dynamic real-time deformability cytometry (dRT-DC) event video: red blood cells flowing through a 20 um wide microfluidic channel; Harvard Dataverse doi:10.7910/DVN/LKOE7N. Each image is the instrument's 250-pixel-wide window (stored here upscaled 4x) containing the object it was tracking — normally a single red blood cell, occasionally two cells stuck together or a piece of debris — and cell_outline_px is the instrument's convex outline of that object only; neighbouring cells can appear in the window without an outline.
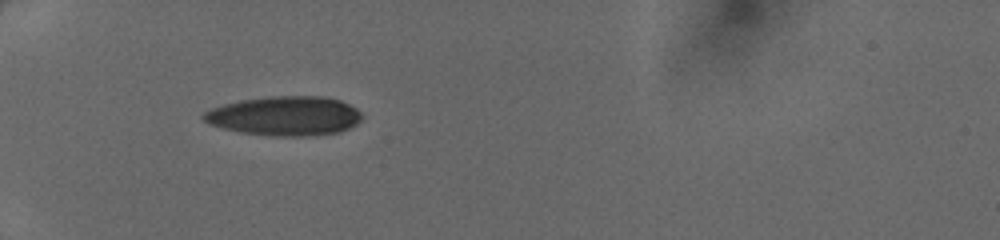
{"species": "human", "species_latin": "Homo sapiens", "temperature_condition": "cold", "stored_images_in_passage": 32, "camera_frame_rate_fps": 3000, "um_per_image_px": 0.085, "donor": {"sex": "female"}, "frame": {"image": 1, "passage_image": 1, "time_ms": 0.0, "image_size_px": [1000, 240], "cell_outline_px": [[364, 116], [356, 124], [340, 132], [304, 136], [276, 136], [240, 132], [208, 124], [200, 116], [204, 112], [212, 108], [224, 104], [240, 100], [272, 96], [324, 96], [340, 100], [356, 108]], "centroid_in_image_um": [24.21, 9.85], "position_along_channel_um": 60.8, "area_um2": 36.3}}
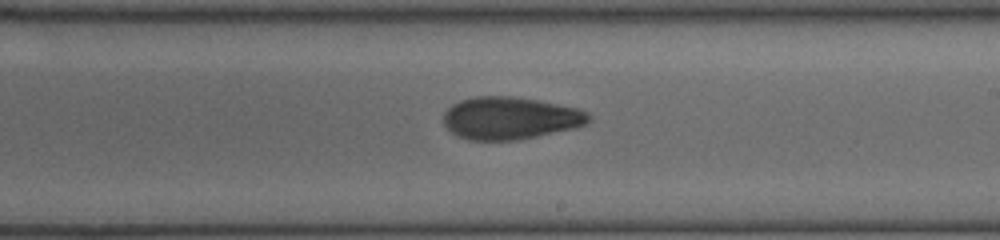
{"frame": {"image": 2, "passage_image": 15, "time_ms": 4.667, "image_size_px": [1000, 240], "cell_outline_px": [[592, 120], [576, 128], [520, 140], [468, 140], [456, 136], [444, 124], [444, 112], [452, 104], [460, 100], [476, 96], [508, 96], [536, 100], [576, 108], [588, 112], [592, 116]], "centroid_in_image_um": [43.37, 10.05], "position_along_channel_um": 245.6, "area_um2": 36.01}}
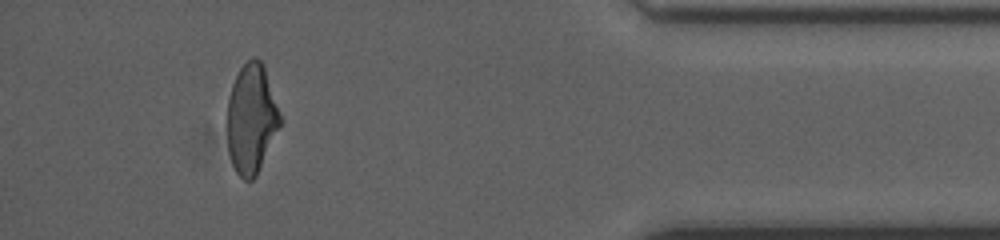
{"frame": {"image": 3, "passage_image": 29, "time_ms": 9.333, "image_size_px": [1000, 240], "cell_outline_px": [[284, 120], [256, 176], [252, 180], [244, 180], [236, 172], [232, 164], [228, 152], [228, 100], [232, 84], [240, 68], [252, 56], [256, 56], [264, 64]], "centroid_in_image_um": [21.41, 10.08], "position_along_channel_um": 413.8, "area_um2": 34.28}}